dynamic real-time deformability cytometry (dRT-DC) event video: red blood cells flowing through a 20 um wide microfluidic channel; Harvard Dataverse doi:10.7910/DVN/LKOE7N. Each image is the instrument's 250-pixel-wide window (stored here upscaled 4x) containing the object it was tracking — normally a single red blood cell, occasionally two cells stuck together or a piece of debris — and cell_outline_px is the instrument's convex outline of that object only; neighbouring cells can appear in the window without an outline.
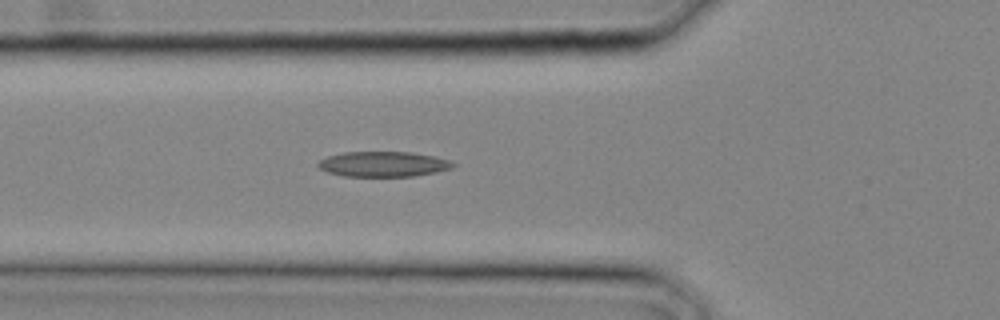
{"species": "common noctule bat (a hibernating species)", "species_latin": "Nyctalus noctula", "temperature_condition": "cold", "stored_images_in_passage": 12, "camera_frame_rate_fps": 3000, "um_per_image_px": 0.085, "animal": {"sex": "male", "body_mass_g": 20.4}, "frame": {"image": 1, "passage_image": 10, "time_ms": 3.0, "image_size_px": [1000, 320], "cell_outline_px": [[456, 164], [452, 168], [436, 172], [412, 176], [344, 176], [328, 172], [320, 168], [316, 164], [320, 160], [328, 156], [344, 152], [412, 152], [432, 156], [448, 160]], "centroid_in_image_um": [32.57, 13.95], "position_along_channel_um": 93.2, "area_um2": 19.65}}
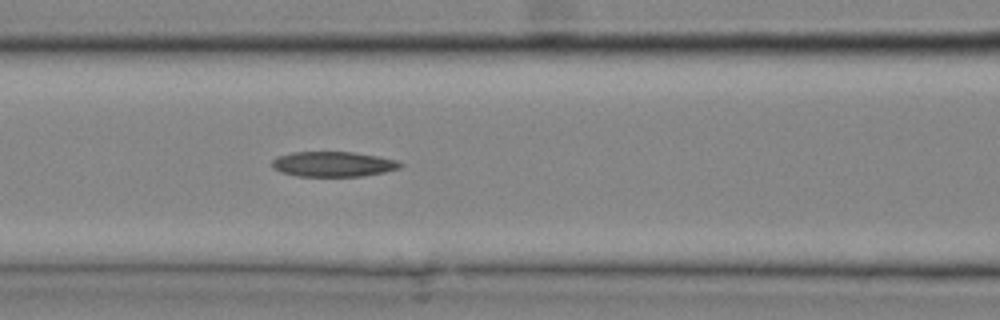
{"frame": {"image": 2, "passage_image": 12, "time_ms": 3.667, "image_size_px": [1000, 320], "cell_outline_px": [[404, 164], [400, 168], [384, 172], [364, 176], [296, 176], [280, 172], [272, 168], [272, 160], [276, 156], [292, 152], [352, 152], [376, 156], [396, 160]], "centroid_in_image_um": [28.28, 13.95], "position_along_channel_um": 138.3, "area_um2": 18.84}}